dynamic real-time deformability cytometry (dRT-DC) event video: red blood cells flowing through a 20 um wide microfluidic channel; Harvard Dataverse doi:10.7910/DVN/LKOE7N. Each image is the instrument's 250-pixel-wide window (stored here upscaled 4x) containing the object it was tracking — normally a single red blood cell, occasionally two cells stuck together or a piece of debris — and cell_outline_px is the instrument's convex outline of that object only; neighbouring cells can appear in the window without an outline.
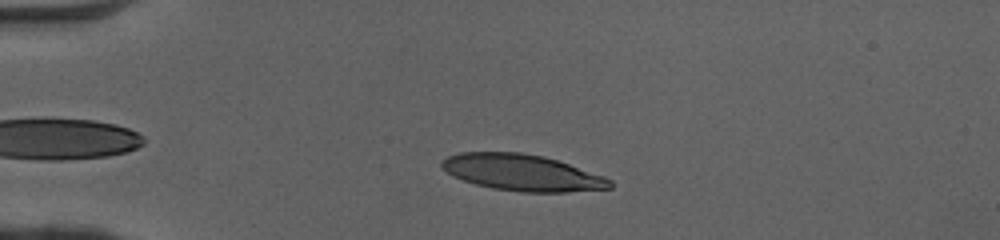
{"species": "human", "species_latin": "Homo sapiens", "temperature_condition": "cold", "stored_images_in_passage": 46, "camera_frame_rate_fps": 3000, "um_per_image_px": 0.085, "donor": {"sex": "female"}, "frame": {"image": 1, "passage_image": 9, "time_ms": 2.667, "image_size_px": [1000, 240], "cell_outline_px": [[612, 188], [568, 192], [520, 192], [492, 188], [476, 184], [452, 176], [440, 164], [440, 160], [448, 156], [460, 152], [520, 152], [544, 156], [604, 176], [612, 180]], "centroid_in_image_um": [44.37, 14.67], "position_along_channel_um": 40.6, "area_um2": 35.55}}
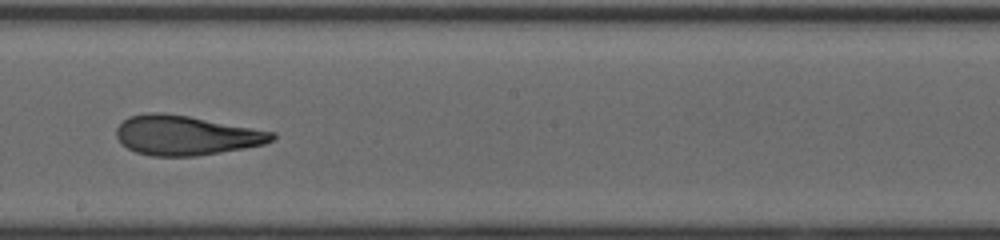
{"frame": {"image": 2, "passage_image": 26, "time_ms": 8.333, "image_size_px": [1000, 240], "cell_outline_px": [[276, 136], [272, 140], [264, 144], [244, 148], [196, 156], [152, 156], [136, 152], [128, 148], [116, 136], [116, 128], [128, 116], [148, 112], [160, 112], [188, 116], [276, 132]], "centroid_in_image_um": [15.8, 11.5], "position_along_channel_um": 232.4, "area_um2": 35.72}}
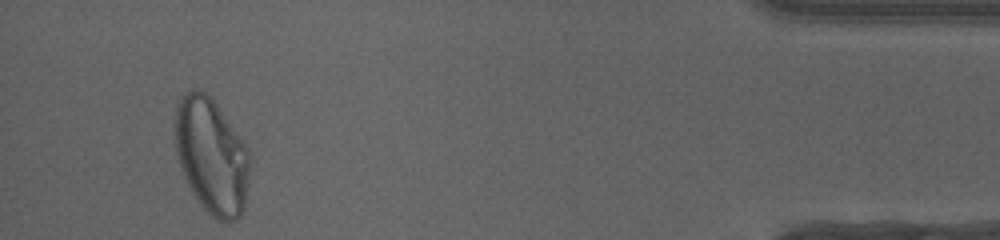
{"frame": {"image": 3, "passage_image": 44, "time_ms": 14.333, "image_size_px": [1000, 240], "cell_outline_px": [[252, 152], [244, 208], [240, 216], [236, 220], [216, 220], [200, 204], [192, 192], [180, 168], [176, 156], [176, 104], [180, 96], [192, 88], [204, 92], [216, 104]], "centroid_in_image_um": [18.0, 13.26], "position_along_channel_um": 417.2, "area_um2": 50.4}, "authors_computed_cell_mechanics": {"area_um2": 35.9805, "velocity_mm_per_s": 4.1007, "shape_relaxation_time_tau1_ms": 6.7402, "shape_relaxation_time_tau2_ms": 1.029, "deformation_change_tau1": 0.283, "deformation_change_tau2": 0.0832}}